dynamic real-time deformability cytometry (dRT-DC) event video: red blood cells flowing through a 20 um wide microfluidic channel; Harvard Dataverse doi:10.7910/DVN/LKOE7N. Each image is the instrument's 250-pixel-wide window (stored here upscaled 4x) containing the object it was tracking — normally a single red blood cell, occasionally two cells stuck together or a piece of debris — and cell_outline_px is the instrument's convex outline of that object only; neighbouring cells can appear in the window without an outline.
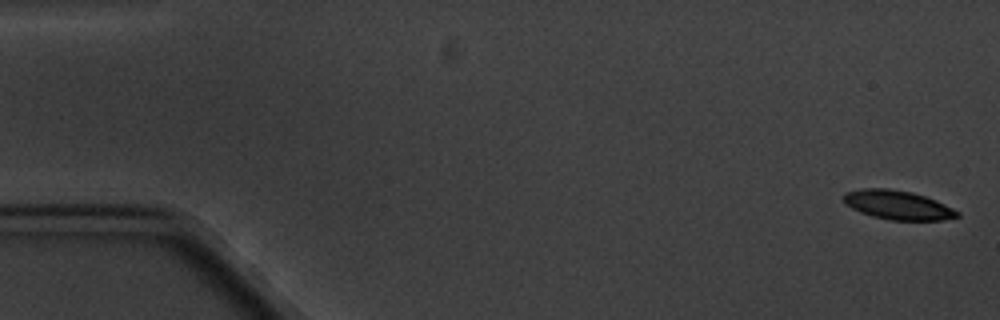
{"species": "common noctule bat (a hibernating species)", "species_latin": "Nyctalus noctula", "temperature_condition": "cold", "stored_images_in_passage": 12, "camera_frame_rate_fps": 3000, "um_per_image_px": 0.085, "animal": {"sex": "male", "body_mass_g": 20.1, "forearm_length_mm": 53.5}, "frame": {"image": 1, "passage_image": 1, "time_ms": 0.0, "image_size_px": [1000, 320], "cell_outline_px": [[960, 216], [944, 220], [888, 220], [872, 216], [860, 212], [844, 204], [844, 192], [860, 188], [888, 188], [912, 192], [936, 200], [960, 212]], "centroid_in_image_um": [76.29, 17.42], "position_along_channel_um": 8.7, "area_um2": 19.36}}